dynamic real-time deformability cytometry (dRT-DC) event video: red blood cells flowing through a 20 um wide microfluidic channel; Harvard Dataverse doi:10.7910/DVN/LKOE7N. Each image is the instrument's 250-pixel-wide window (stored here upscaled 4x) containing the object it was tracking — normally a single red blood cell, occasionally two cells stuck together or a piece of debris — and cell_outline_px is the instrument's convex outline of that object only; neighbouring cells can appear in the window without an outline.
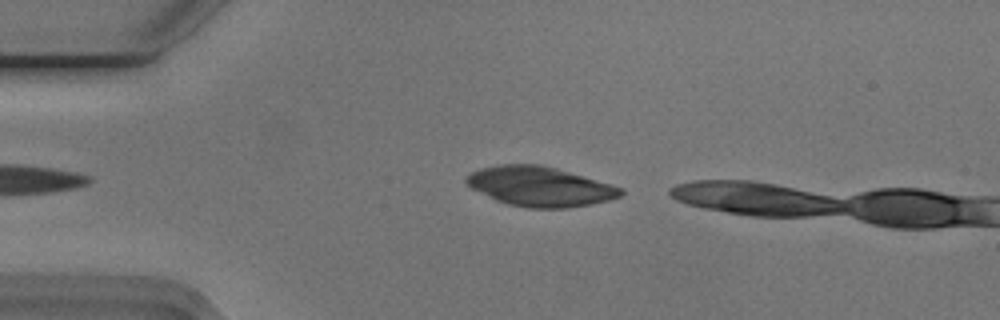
{"species": "Egyptian fruit bat (a non-hibernating species)", "species_latin": "Rousettus aegyptiacus", "temperature_condition": "cold", "stored_images_in_passage": 35, "camera_frame_rate_fps": 3000, "um_per_image_px": 0.085, "animal": {"sex": "male"}, "frame": {"image": 1, "passage_image": 3, "time_ms": 0.667, "image_size_px": [1000, 320], "cell_outline_px": [[624, 192], [620, 196], [608, 200], [568, 208], [528, 208], [508, 204], [496, 200], [472, 188], [464, 180], [472, 172], [480, 168], [500, 164], [540, 164], [556, 168], [612, 184], [624, 188]], "centroid_in_image_um": [45.91, 15.84], "position_along_channel_um": 39.1, "area_um2": 35.49}}